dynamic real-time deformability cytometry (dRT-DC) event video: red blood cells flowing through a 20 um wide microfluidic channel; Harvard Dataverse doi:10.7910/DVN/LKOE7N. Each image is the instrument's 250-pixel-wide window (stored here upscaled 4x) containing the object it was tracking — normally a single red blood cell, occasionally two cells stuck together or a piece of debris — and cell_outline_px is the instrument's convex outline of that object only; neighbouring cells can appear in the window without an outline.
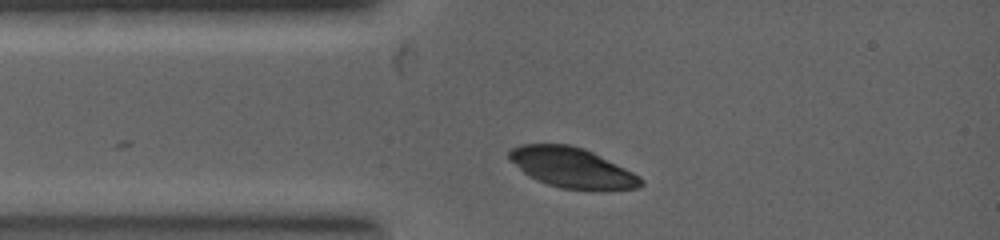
{"species": "common noctule bat (a hibernating species)", "species_latin": "Nyctalus noctula", "temperature_condition": "warm", "stored_images_in_passage": 2, "camera_frame_rate_fps": 5000, "um_per_image_px": 0.085, "animal": {"sex": "female", "body_mass_g": 19.0, "forearm_length_mm": 53.3}, "frame": {"image": 1, "passage_image": 1, "time_ms": 0.0, "image_size_px": [1000, 240], "cell_outline_px": [[644, 184], [640, 188], [560, 188], [536, 180], [528, 176], [508, 160], [508, 152], [512, 148], [520, 144], [572, 144], [584, 148], [640, 176], [644, 180]], "centroid_in_image_um": [48.55, 14.22], "position_along_channel_um": 36.5, "area_um2": 30.29}}